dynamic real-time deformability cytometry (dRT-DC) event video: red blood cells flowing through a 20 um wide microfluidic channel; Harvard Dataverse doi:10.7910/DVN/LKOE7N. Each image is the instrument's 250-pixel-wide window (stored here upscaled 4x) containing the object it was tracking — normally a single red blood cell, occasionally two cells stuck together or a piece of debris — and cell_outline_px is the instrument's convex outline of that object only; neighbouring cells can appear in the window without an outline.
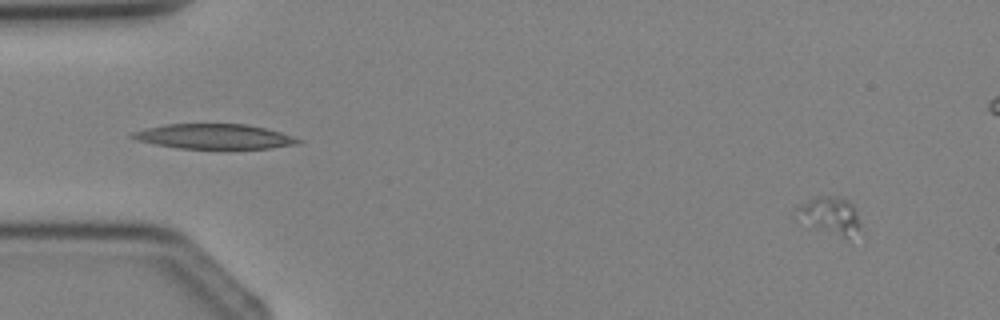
{"species": "Egyptian fruit bat (a non-hibernating species)", "species_latin": "Rousettus aegyptiacus", "temperature_condition": "cold", "stored_images_in_passage": 3, "camera_frame_rate_fps": 3000, "um_per_image_px": 0.085, "animal": {"sex": "female"}, "frame": {"image": 1, "passage_image": 3, "time_ms": 3.333, "image_size_px": [1000, 320], "cell_outline_px": [[864, 232], [848, 236], [844, 236], [796, 220], [792, 216], [792, 212], [800, 204], [816, 196], [828, 196], [848, 200], [856, 208]], "centroid_in_image_um": [70.55, 18.29], "position_along_channel_um": 14.5, "area_um2": 13.99}}